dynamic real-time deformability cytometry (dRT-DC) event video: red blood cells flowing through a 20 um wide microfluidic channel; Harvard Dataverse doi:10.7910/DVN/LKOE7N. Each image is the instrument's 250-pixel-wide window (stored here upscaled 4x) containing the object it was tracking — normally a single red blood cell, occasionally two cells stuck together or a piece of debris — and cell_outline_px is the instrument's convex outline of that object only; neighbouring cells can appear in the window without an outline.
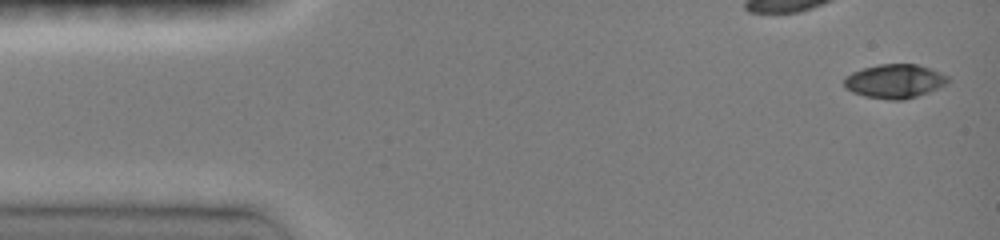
{"species": "common noctule bat (a hibernating species)", "species_latin": "Nyctalus noctula", "temperature_condition": "room temperature", "stored_images_in_passage": 9, "camera_frame_rate_fps": 3000, "um_per_image_px": 0.085, "animal": {"sex": "female", "body_mass_g": 19.0, "forearm_length_mm": 51.5}, "frame": {"image": 1, "passage_image": 1, "time_ms": 0.0, "image_size_px": [1000, 240], "cell_outline_px": [[948, 84], [928, 92], [904, 100], [888, 100], [864, 96], [852, 92], [844, 84], [844, 76], [852, 72], [864, 68], [880, 64], [916, 64], [932, 68], [948, 76]], "centroid_in_image_um": [76.06, 6.9], "position_along_channel_um": 8.9, "area_um2": 20.58}}
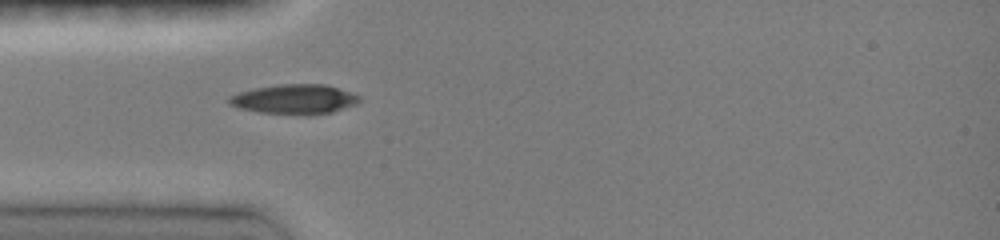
{"frame": {"image": 2, "passage_image": 6, "time_ms": 4.0, "image_size_px": [1000, 240], "cell_outline_px": [[360, 100], [356, 104], [332, 112], [260, 112], [240, 108], [228, 104], [228, 96], [252, 88], [280, 84], [324, 84], [360, 96]], "centroid_in_image_um": [24.97, 8.39], "position_along_channel_um": 60.0, "area_um2": 21.56}}